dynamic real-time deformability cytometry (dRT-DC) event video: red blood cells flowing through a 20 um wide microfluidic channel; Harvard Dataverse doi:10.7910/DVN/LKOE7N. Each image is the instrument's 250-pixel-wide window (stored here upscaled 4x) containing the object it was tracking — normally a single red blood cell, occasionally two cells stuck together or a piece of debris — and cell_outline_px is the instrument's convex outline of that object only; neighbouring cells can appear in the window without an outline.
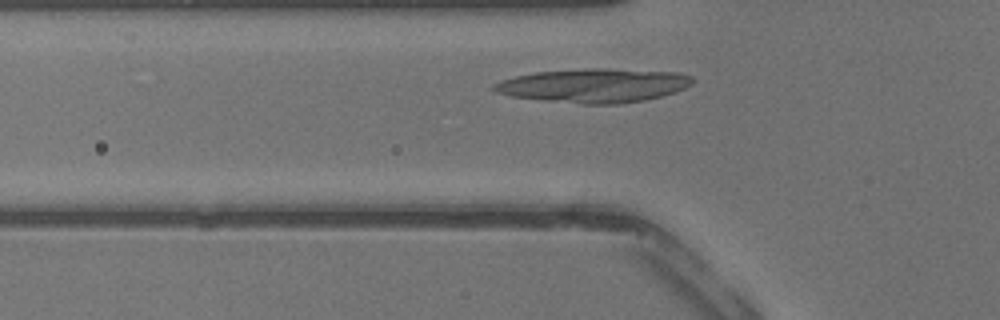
{"species": "common noctule bat (a hibernating species)", "species_latin": "Nyctalus noctula", "temperature_condition": "warm", "stored_images_in_passage": 26, "camera_frame_rate_fps": 3000, "um_per_image_px": 0.085, "animal": {"sex": "male", "body_mass_g": 13.3}, "frame": {"image": 1, "passage_image": 5, "time_ms": 1.333, "image_size_px": [1000, 320], "cell_outline_px": [[692, 84], [676, 92], [664, 96], [644, 100], [620, 104], [580, 104], [544, 100], [512, 96], [496, 92], [492, 88], [492, 84], [500, 80], [516, 76], [536, 72], [580, 68], [596, 68], [676, 72], [692, 76]], "centroid_in_image_um": [50.48, 7.27], "position_along_channel_um": 75.3, "area_um2": 39.3}}
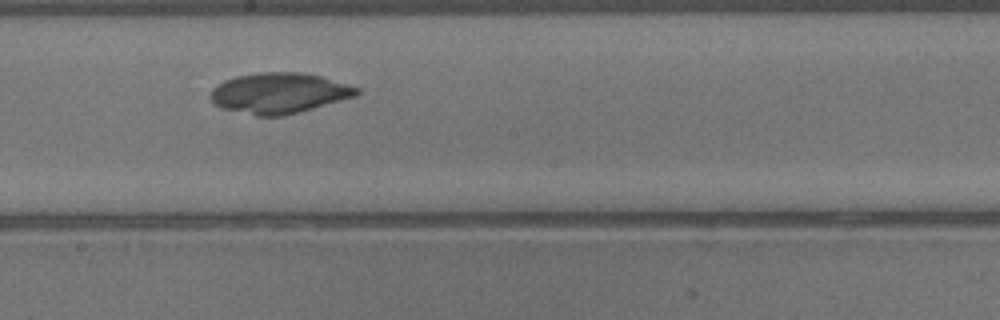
{"frame": {"image": 2, "passage_image": 14, "time_ms": 4.333, "image_size_px": [1000, 320], "cell_outline_px": [[360, 92], [356, 96], [312, 108], [280, 116], [256, 116], [220, 108], [212, 104], [212, 88], [216, 84], [224, 80], [236, 76], [260, 72], [300, 72], [320, 76], [360, 88]], "centroid_in_image_um": [23.68, 7.91], "position_along_channel_um": 224.5, "area_um2": 34.39}}
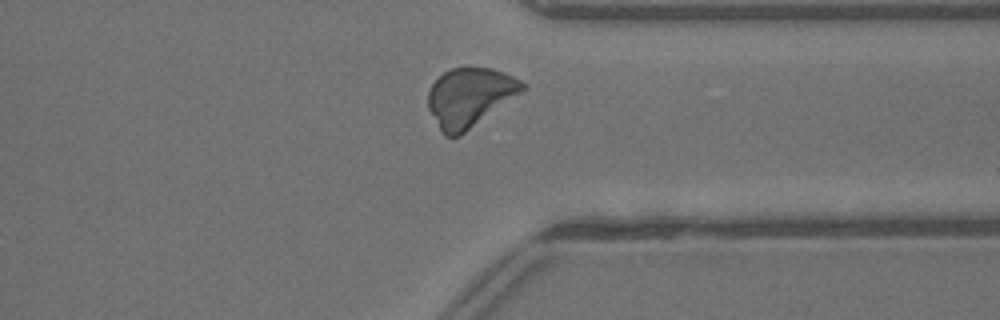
{"frame": {"image": 3, "passage_image": 23, "time_ms": 7.333, "image_size_px": [1000, 320], "cell_outline_px": [[528, 88], [524, 92], [460, 136], [444, 136], [440, 132], [428, 108], [428, 92], [432, 84], [444, 72], [452, 68], [492, 68], [512, 76], [520, 80]], "centroid_in_image_um": [39.94, 8.29], "position_along_channel_um": 371.5, "area_um2": 32.54}}